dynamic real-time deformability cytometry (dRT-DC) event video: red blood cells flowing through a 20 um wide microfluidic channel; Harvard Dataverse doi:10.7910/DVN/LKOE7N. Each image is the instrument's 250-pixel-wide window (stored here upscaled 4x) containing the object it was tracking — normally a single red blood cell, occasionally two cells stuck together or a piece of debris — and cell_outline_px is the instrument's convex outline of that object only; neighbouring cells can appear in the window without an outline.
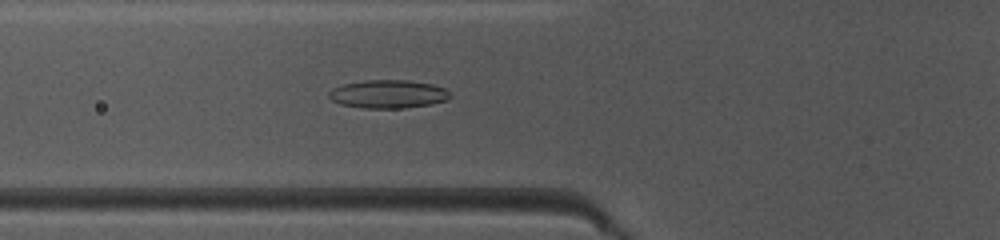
{"species": "common noctule bat (a hibernating species)", "species_latin": "Nyctalus noctula", "temperature_condition": "warm", "stored_images_in_passage": 48, "camera_frame_rate_fps": 3000, "um_per_image_px": 0.085, "animal": {"sex": "female", "body_mass_g": 10.0, "forearm_length_mm": 53.1}, "frame": {"image": 1, "passage_image": 18, "time_ms": 5.667, "image_size_px": [1000, 240], "cell_outline_px": [[452, 96], [448, 100], [432, 104], [404, 108], [360, 108], [340, 104], [332, 100], [328, 96], [328, 92], [332, 88], [344, 84], [364, 80], [408, 80], [432, 84], [444, 88]], "centroid_in_image_um": [32.99, 8.0], "position_along_channel_um": 92.8, "area_um2": 20.11}}
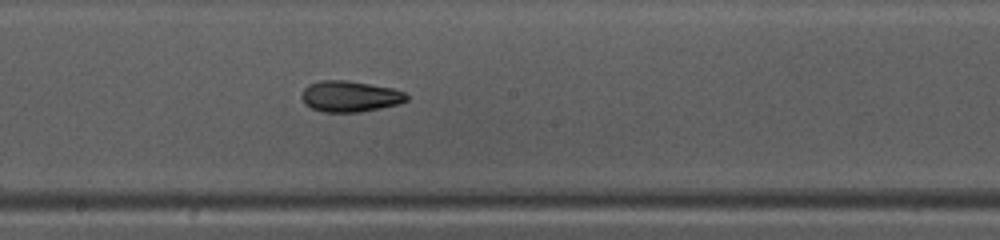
{"frame": {"image": 2, "passage_image": 27, "time_ms": 8.667, "image_size_px": [1000, 240], "cell_outline_px": [[408, 100], [400, 104], [360, 112], [324, 112], [312, 108], [304, 104], [300, 96], [304, 88], [308, 84], [320, 80], [348, 80], [392, 88], [404, 92], [408, 96]], "centroid_in_image_um": [29.73, 8.19], "position_along_channel_um": 218.5, "area_um2": 19.13}}
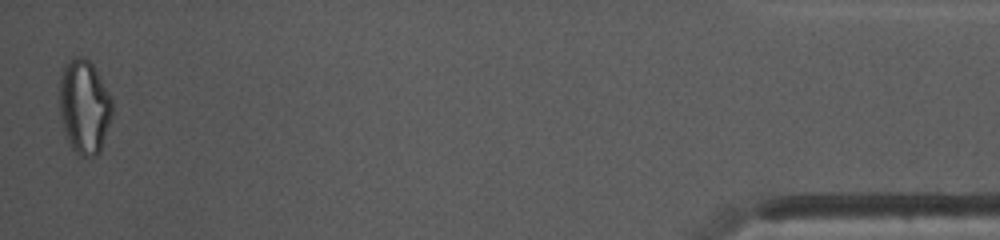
{"frame": {"image": 3, "passage_image": 48, "time_ms": 15.667, "image_size_px": [1000, 240], "cell_outline_px": [[112, 116], [100, 152], [96, 156], [80, 156], [72, 148], [64, 132], [60, 112], [60, 76], [64, 64], [72, 56], [80, 56], [88, 60], [92, 64], [112, 100]], "centroid_in_image_um": [7.15, 9.07], "position_along_channel_um": 428.0, "area_um2": 28.78}, "authors_computed_cell_mechanics": {"area_um2": 20.2011, "velocity_mm_per_s": 4.1589, "shape_relaxation_time_tau1_ms": 8.7742, "shape_relaxation_time_tau2_ms": 4.4302, "deformation_change_tau1": 0.1998, "deformation_change_tau2": 0.1233}}